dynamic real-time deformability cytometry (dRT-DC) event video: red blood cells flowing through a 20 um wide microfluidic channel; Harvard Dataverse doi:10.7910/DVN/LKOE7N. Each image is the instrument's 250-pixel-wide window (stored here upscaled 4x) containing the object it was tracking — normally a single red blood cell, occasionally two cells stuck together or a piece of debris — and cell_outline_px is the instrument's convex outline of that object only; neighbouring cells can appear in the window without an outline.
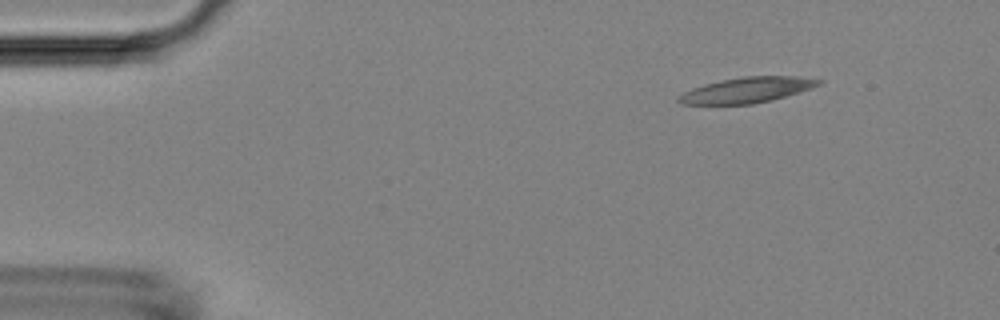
{"species": "Egyptian fruit bat (a non-hibernating species)", "species_latin": "Rousettus aegyptiacus", "temperature_condition": "room temperature", "stored_images_in_passage": 5, "camera_frame_rate_fps": 3000, "um_per_image_px": 0.085, "animal": {"sex": "female"}, "frame": {"image": 1, "passage_image": 2, "time_ms": 1.333, "image_size_px": [1000, 320], "cell_outline_px": [[824, 80], [820, 84], [812, 88], [772, 100], [752, 104], [680, 104], [676, 100], [684, 92], [692, 88], [704, 84], [744, 76], [800, 76]], "centroid_in_image_um": [63.52, 7.65], "position_along_channel_um": 21.5, "area_um2": 20.69}}